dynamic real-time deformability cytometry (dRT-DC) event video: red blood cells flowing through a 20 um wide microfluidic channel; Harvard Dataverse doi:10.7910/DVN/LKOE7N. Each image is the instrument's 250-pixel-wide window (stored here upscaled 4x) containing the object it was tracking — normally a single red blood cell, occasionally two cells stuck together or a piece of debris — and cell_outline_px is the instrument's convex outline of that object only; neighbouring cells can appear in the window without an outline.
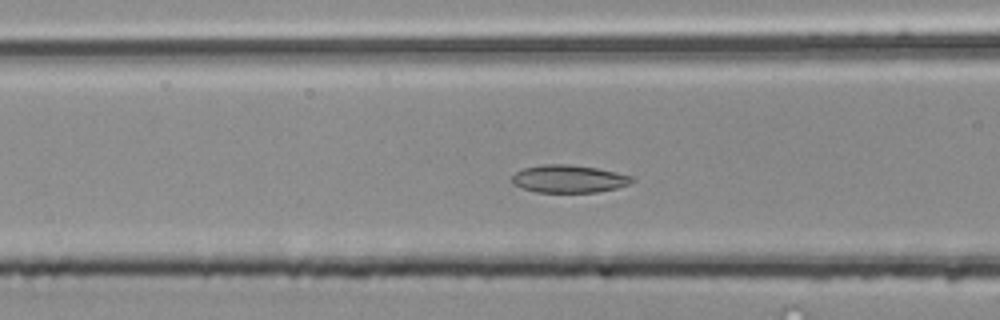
{"species": "common noctule bat (a hibernating species)", "species_latin": "Nyctalus noctula", "temperature_condition": "room temperature", "stored_images_in_passage": 40, "camera_frame_rate_fps": 3000, "um_per_image_px": 0.085, "animal": {"sex": "male", "body_mass_g": 20.4}, "frame": {"image": 1, "passage_image": 9, "time_ms": 2.667, "image_size_px": [1000, 320], "cell_outline_px": [[636, 180], [628, 184], [616, 188], [596, 192], [536, 192], [520, 188], [512, 184], [512, 176], [516, 172], [524, 168], [544, 164], [568, 164], [596, 168], [636, 176]], "centroid_in_image_um": [48.36, 15.2], "position_along_channel_um": 118.2, "area_um2": 19.48}}
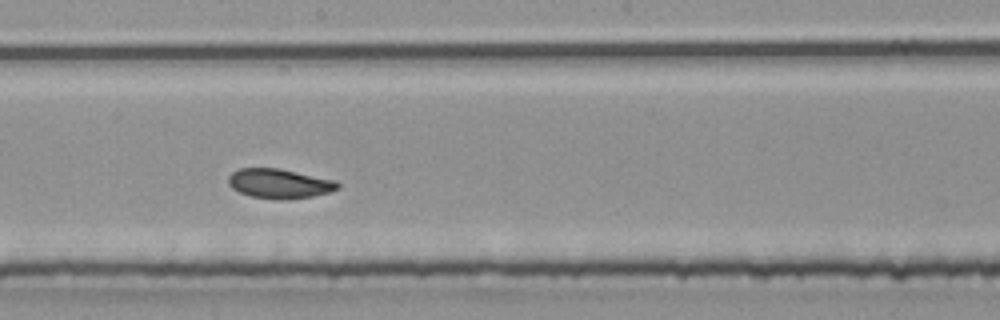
{"frame": {"image": 2, "passage_image": 17, "time_ms": 5.333, "image_size_px": [1000, 320], "cell_outline_px": [[340, 188], [328, 192], [312, 196], [284, 200], [280, 200], [252, 196], [240, 192], [232, 188], [228, 184], [228, 176], [232, 172], [240, 168], [280, 168], [336, 180], [340, 184]], "centroid_in_image_um": [23.76, 15.59], "position_along_channel_um": 224.4, "area_um2": 18.9}}
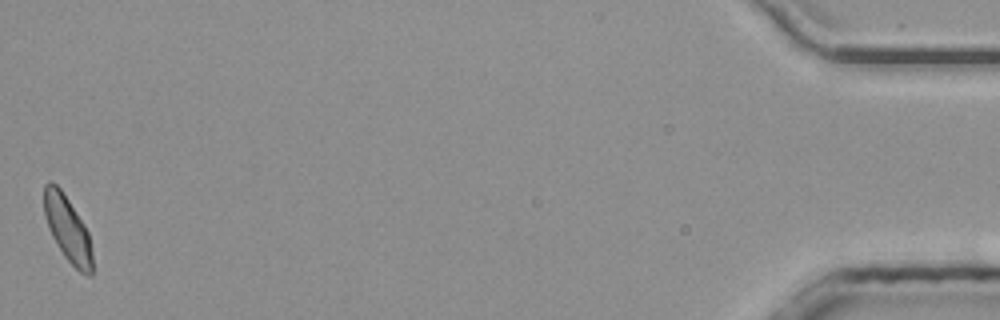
{"frame": {"image": 3, "passage_image": 40, "time_ms": 13.0, "image_size_px": [1000, 320], "cell_outline_px": [[92, 276], [88, 276], [80, 272], [64, 256], [52, 236], [48, 228], [44, 216], [44, 184], [48, 180], [56, 184], [60, 188], [84, 224], [88, 232], [92, 252]], "centroid_in_image_um": [5.73, 19.45], "position_along_channel_um": 429.5, "area_um2": 18.32}, "authors_computed_cell_mechanics": {"area_um2": 18.6694, "velocity_mm_per_s": 3.9854, "shape_relaxation_time_tau1_ms": 4.7318, "shape_relaxation_time_tau2_ms": 4.5444, "deformation_change_tau1": 0.0857, "deformation_change_tau2": 0.0905}}